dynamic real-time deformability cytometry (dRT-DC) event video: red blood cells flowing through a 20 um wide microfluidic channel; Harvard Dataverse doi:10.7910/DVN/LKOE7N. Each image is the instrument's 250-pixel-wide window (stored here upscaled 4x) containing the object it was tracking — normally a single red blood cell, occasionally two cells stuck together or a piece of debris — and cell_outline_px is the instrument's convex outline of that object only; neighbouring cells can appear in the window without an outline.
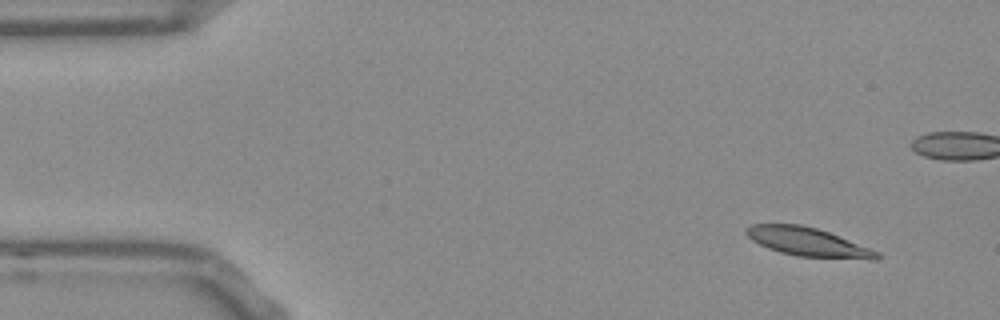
{"species": "Egyptian fruit bat (a non-hibernating species)", "species_latin": "Rousettus aegyptiacus", "temperature_condition": "room temperature", "stored_images_in_passage": 51, "camera_frame_rate_fps": 3000, "um_per_image_px": 0.085, "frame": {"image": 1, "passage_image": 1, "time_ms": 0.0, "image_size_px": [1000, 320], "cell_outline_px": [[880, 260], [872, 260], [796, 256], [780, 252], [768, 248], [752, 240], [744, 232], [752, 224], [800, 224], [816, 228], [828, 232], [880, 252]], "centroid_in_image_um": [68.71, 20.58], "position_along_channel_um": 16.3, "area_um2": 21.73}}
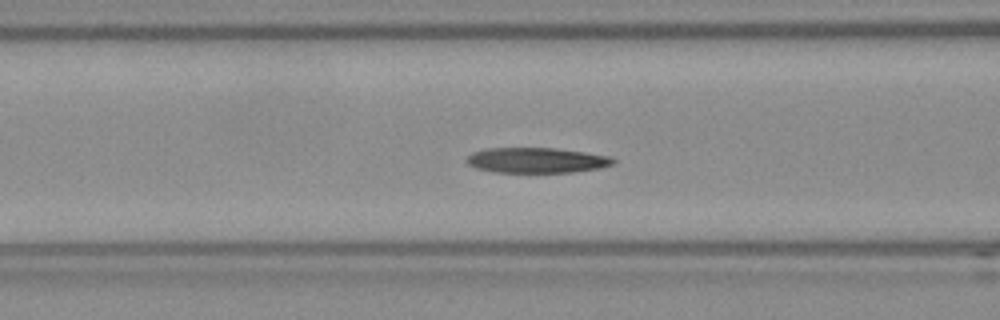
{"frame": {"image": 2, "passage_image": 17, "time_ms": 5.333, "image_size_px": [1000, 320], "cell_outline_px": [[616, 160], [612, 164], [600, 168], [572, 172], [492, 172], [476, 168], [468, 164], [464, 160], [472, 152], [484, 148], [556, 148], [584, 152], [608, 156]], "centroid_in_image_um": [45.55, 13.62], "position_along_channel_um": 121.0, "area_um2": 21.62}}
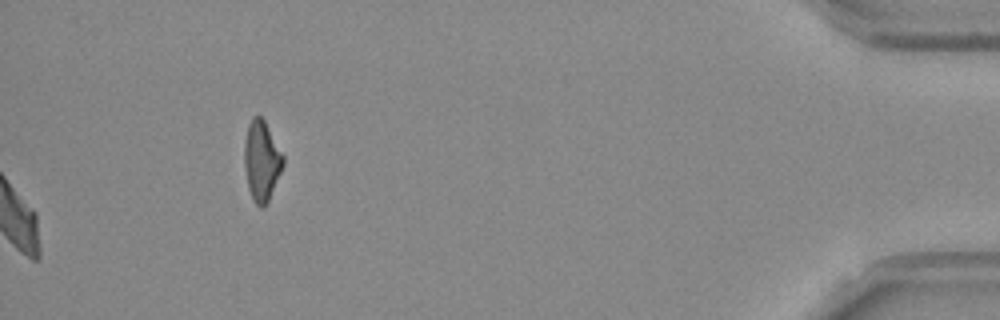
{"frame": {"image": 3, "passage_image": 51, "time_ms": 16.667, "image_size_px": [1000, 320], "cell_outline_px": [[284, 164], [268, 200], [264, 208], [260, 208], [256, 204], [248, 188], [244, 168], [244, 140], [248, 124], [252, 116], [260, 116], [264, 120], [284, 156]], "centroid_in_image_um": [22.22, 13.65], "position_along_channel_um": 413.0, "area_um2": 18.03}, "authors_computed_cell_mechanics": {"area_um2": 21.964, "velocity_mm_per_s": 3.7393, "shape_relaxation_time_tau1_ms": 6.0658, "shape_relaxation_time_tau2_ms": 6.6919, "deformation_change_tau1": 0.1872, "deformation_change_tau2": 0.1436}}